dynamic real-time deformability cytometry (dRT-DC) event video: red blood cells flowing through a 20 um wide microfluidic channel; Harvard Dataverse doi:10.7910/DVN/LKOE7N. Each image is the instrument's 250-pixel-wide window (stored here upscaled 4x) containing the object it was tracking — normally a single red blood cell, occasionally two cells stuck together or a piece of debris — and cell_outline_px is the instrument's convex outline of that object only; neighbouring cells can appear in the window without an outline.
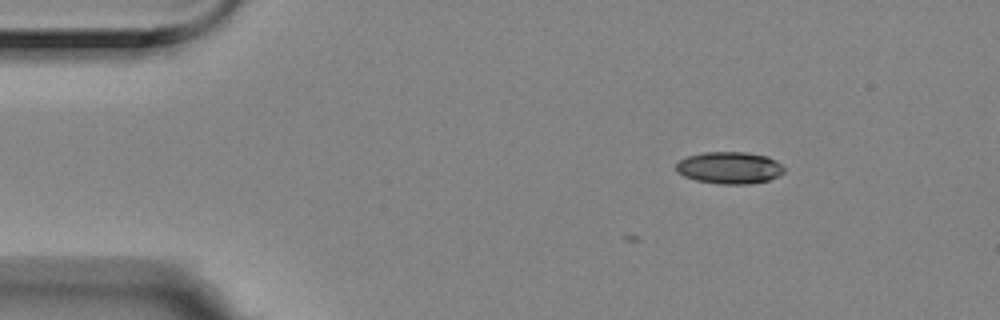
{"species": "Egyptian fruit bat (a non-hibernating species)", "species_latin": "Rousettus aegyptiacus", "temperature_condition": "room temperature", "stored_images_in_passage": 3, "camera_frame_rate_fps": 3000, "um_per_image_px": 0.085, "animal": {"sex": "female"}, "frame": {"image": 1, "passage_image": 3, "time_ms": 0.667, "image_size_px": [1000, 320], "cell_outline_px": [[784, 172], [768, 180], [748, 184], [720, 184], [696, 180], [684, 176], [676, 172], [676, 164], [680, 160], [688, 156], [704, 152], [744, 152], [768, 156], [776, 160], [784, 168]], "centroid_in_image_um": [61.99, 14.26], "position_along_channel_um": 23.0, "area_um2": 20.06}}